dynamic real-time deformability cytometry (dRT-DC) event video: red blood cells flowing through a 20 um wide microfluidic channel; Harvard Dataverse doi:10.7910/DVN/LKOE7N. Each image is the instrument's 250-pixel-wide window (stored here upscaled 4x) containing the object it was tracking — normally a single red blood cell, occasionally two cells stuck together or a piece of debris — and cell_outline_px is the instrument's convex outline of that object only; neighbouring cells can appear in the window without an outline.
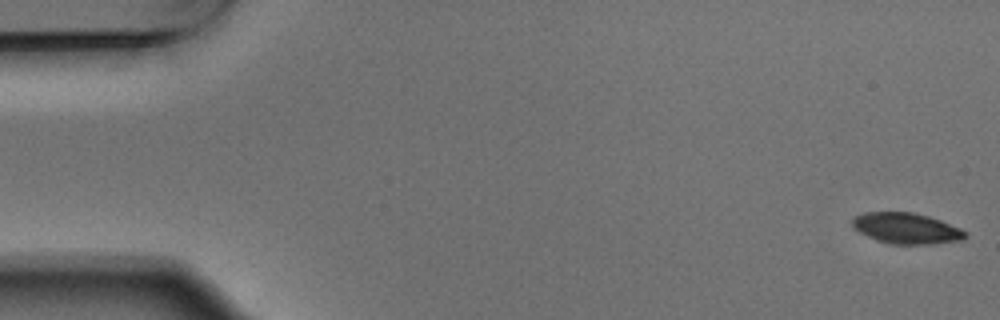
{"species": "Egyptian fruit bat (a non-hibernating species)", "species_latin": "Rousettus aegyptiacus", "temperature_condition": "warm", "stored_images_in_passage": 4, "camera_frame_rate_fps": 3000, "um_per_image_px": 0.085, "animal": {"sex": "male"}, "frame": {"image": 1, "passage_image": 1, "time_ms": 0.0, "image_size_px": [1000, 320], "cell_outline_px": [[968, 236], [964, 240], [928, 244], [896, 244], [876, 240], [852, 228], [852, 216], [864, 212], [916, 212], [940, 220], [960, 228], [968, 232]], "centroid_in_image_um": [77.05, 19.4], "position_along_channel_um": 8.0, "area_um2": 20.46}}
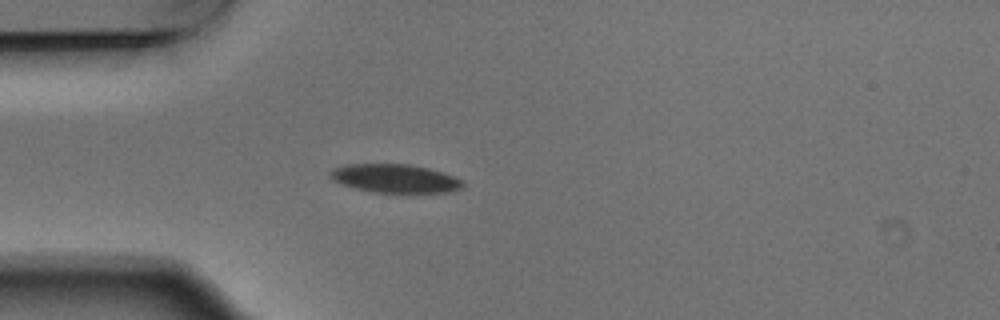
{"frame": {"image": 2, "passage_image": 4, "time_ms": 1.0, "image_size_px": [1000, 320], "cell_outline_px": [[464, 184], [460, 188], [448, 192], [372, 192], [356, 188], [332, 180], [328, 176], [328, 172], [332, 168], [344, 164], [408, 164], [428, 168], [464, 180]], "centroid_in_image_um": [33.52, 15.15], "position_along_channel_um": 51.5, "area_um2": 21.91}}